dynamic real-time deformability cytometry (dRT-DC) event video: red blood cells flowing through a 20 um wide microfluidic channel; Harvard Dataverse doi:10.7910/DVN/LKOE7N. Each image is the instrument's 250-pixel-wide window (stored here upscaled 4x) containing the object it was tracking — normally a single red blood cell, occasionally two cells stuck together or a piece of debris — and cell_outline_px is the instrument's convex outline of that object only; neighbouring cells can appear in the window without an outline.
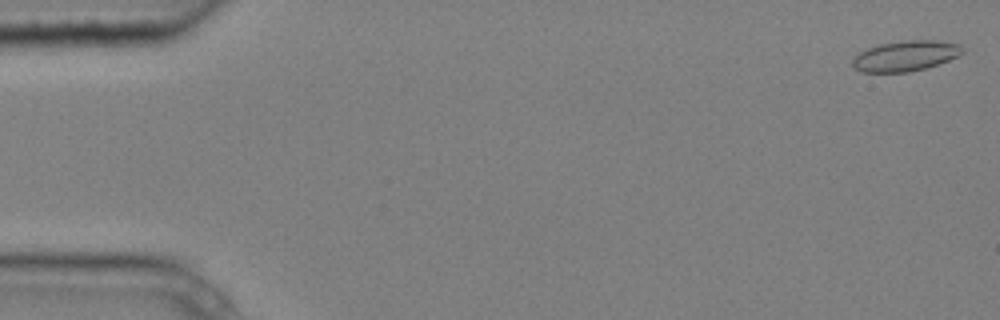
{"species": "common noctule bat (a hibernating species)", "species_latin": "Nyctalus noctula", "temperature_condition": "cold", "stored_images_in_passage": 6, "segment_of_instrument_passage": [2, 2], "camera_frame_rate_fps": 3000, "um_per_image_px": 0.085, "animal": {"sex": "male", "body_mass_g": 20.4}, "frame": {"image": 1, "passage_image": 6, "time_ms": 1.667, "image_size_px": [1000, 320], "cell_outline_px": [[964, 52], [948, 60], [924, 68], [908, 72], [860, 72], [852, 68], [852, 60], [860, 52], [868, 48], [880, 44], [904, 40], [936, 40], [960, 44], [964, 48]], "centroid_in_image_um": [76.95, 4.75], "position_along_channel_um": 8.1, "area_um2": 19.42}}